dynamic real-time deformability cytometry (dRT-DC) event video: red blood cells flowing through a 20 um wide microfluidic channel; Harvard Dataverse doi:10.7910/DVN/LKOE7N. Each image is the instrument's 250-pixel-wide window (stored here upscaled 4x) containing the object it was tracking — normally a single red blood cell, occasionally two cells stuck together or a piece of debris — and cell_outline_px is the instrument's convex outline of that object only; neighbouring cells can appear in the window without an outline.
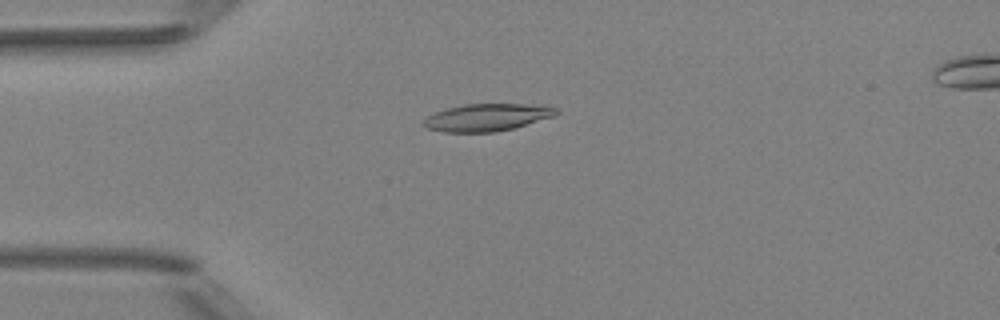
{"species": "Egyptian fruit bat (a non-hibernating species)", "species_latin": "Rousettus aegyptiacus", "temperature_condition": "room temperature", "stored_images_in_passage": 39, "camera_frame_rate_fps": 3000, "um_per_image_px": 0.085, "animal": {"sex": "female"}, "frame": {"image": 1, "passage_image": 1, "time_ms": 0.0, "image_size_px": [1000, 320], "cell_outline_px": [[560, 112], [552, 116], [512, 128], [496, 132], [444, 132], [424, 128], [420, 124], [428, 116], [436, 112], [448, 108], [464, 104], [524, 104], [556, 108]], "centroid_in_image_um": [41.3, 9.98], "position_along_channel_um": 43.7, "area_um2": 20.81}}
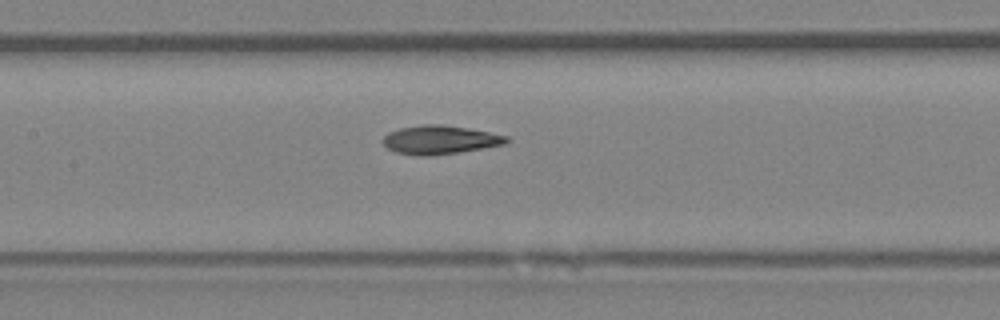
{"frame": {"image": 2, "passage_image": 12, "time_ms": 3.667, "image_size_px": [1000, 320], "cell_outline_px": [[508, 140], [504, 144], [460, 152], [428, 156], [416, 156], [396, 152], [388, 148], [380, 140], [388, 132], [400, 128], [424, 124], [440, 124], [468, 128], [508, 136]], "centroid_in_image_um": [37.34, 11.88], "position_along_channel_um": 170.1, "area_um2": 20.58}}
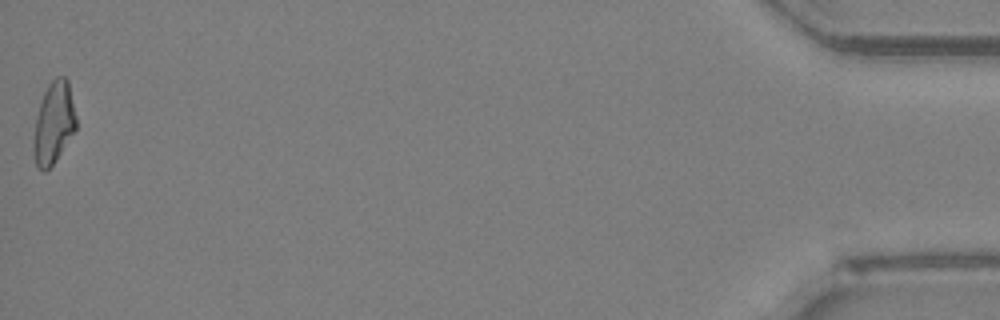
{"frame": {"image": 3, "passage_image": 39, "time_ms": 12.667, "image_size_px": [1000, 320], "cell_outline_px": [[76, 128], [52, 164], [44, 172], [36, 164], [32, 148], [32, 140], [36, 116], [44, 92], [48, 84], [56, 76], [64, 76], [68, 80], [76, 116]], "centroid_in_image_um": [4.54, 10.41], "position_along_channel_um": 430.7, "area_um2": 20.06}, "authors_computed_cell_mechanics": {"area_um2": 20.2878, "velocity_mm_per_s": 4.0163, "shape_relaxation_time_tau1_ms": null, "shape_relaxation_time_tau2_ms": 3.6665, "deformation_change_tau1": null, "deformation_change_tau2": 0.1065}}